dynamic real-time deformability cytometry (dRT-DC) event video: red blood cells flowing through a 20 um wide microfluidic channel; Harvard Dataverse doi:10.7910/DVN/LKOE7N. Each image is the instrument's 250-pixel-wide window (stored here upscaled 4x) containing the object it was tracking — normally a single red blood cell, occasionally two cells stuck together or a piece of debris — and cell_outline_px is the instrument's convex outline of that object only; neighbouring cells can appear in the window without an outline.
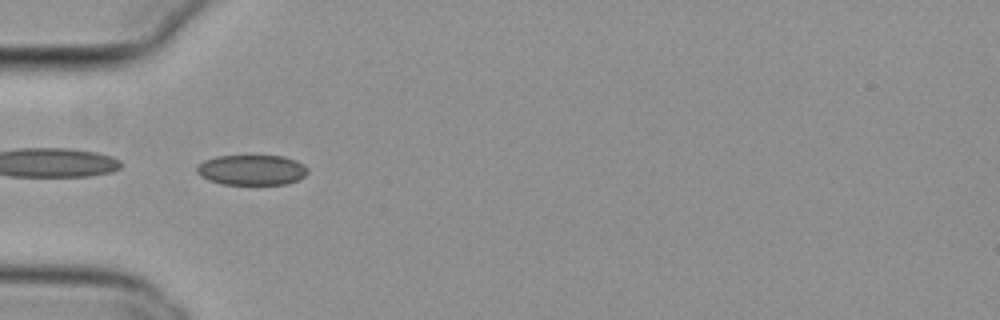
{"species": "common noctule bat (a hibernating species)", "species_latin": "Nyctalus noctula", "temperature_condition": "cold", "stored_images_in_passage": 41, "camera_frame_rate_fps": 3000, "um_per_image_px": 0.085, "animal": {"sex": "female", "body_mass_g": 29.2, "forearm_length_mm": 56.3}, "frame": {"image": 1, "passage_image": 4, "time_ms": 1.0, "image_size_px": [1000, 320], "cell_outline_px": [[308, 172], [304, 176], [288, 184], [220, 184], [208, 180], [200, 176], [196, 172], [196, 164], [204, 160], [216, 156], [280, 156], [296, 160], [304, 164], [308, 168]], "centroid_in_image_um": [21.36, 14.45], "position_along_channel_um": 63.6, "area_um2": 19.71}}
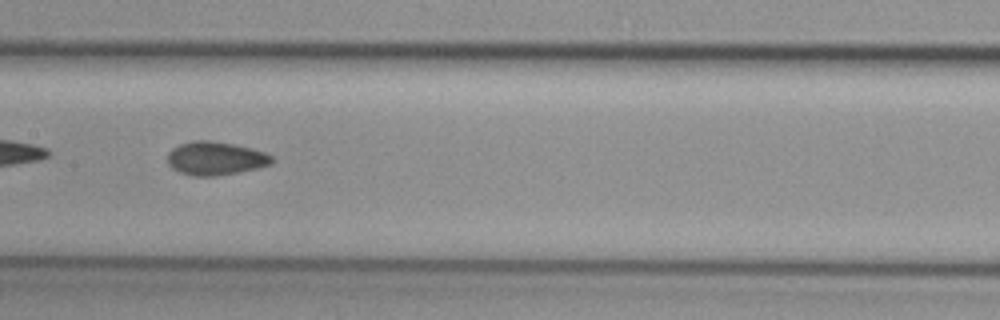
{"frame": {"image": 2, "passage_image": 14, "time_ms": 4.333, "image_size_px": [1000, 320], "cell_outline_px": [[272, 160], [268, 164], [256, 168], [216, 176], [192, 176], [180, 172], [172, 168], [168, 164], [168, 152], [172, 148], [180, 144], [196, 140], [208, 140], [232, 144], [264, 152], [272, 156]], "centroid_in_image_um": [18.25, 13.46], "position_along_channel_um": 189.2, "area_um2": 19.94}}
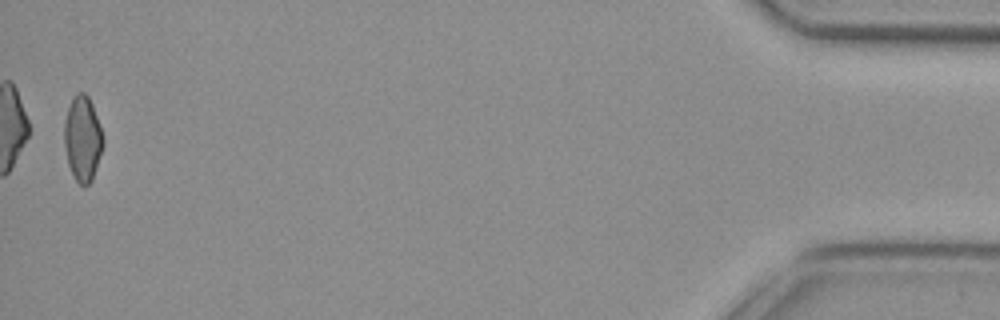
{"frame": {"image": 3, "passage_image": 40, "time_ms": 13.0, "image_size_px": [1000, 320], "cell_outline_px": [[104, 144], [92, 180], [88, 184], [80, 184], [76, 180], [68, 164], [64, 144], [64, 124], [68, 108], [72, 96], [76, 92], [84, 92], [88, 96], [92, 104], [104, 136]], "centroid_in_image_um": [7.02, 11.74], "position_along_channel_um": 428.2, "area_um2": 19.25}, "authors_computed_cell_mechanics": {"area_um2": 19.7098, "velocity_mm_per_s": 3.8222, "shape_relaxation_time_tau1_ms": null, "shape_relaxation_time_tau2_ms": 2.2413, "deformation_change_tau1": null, "deformation_change_tau2": 0.0668}}